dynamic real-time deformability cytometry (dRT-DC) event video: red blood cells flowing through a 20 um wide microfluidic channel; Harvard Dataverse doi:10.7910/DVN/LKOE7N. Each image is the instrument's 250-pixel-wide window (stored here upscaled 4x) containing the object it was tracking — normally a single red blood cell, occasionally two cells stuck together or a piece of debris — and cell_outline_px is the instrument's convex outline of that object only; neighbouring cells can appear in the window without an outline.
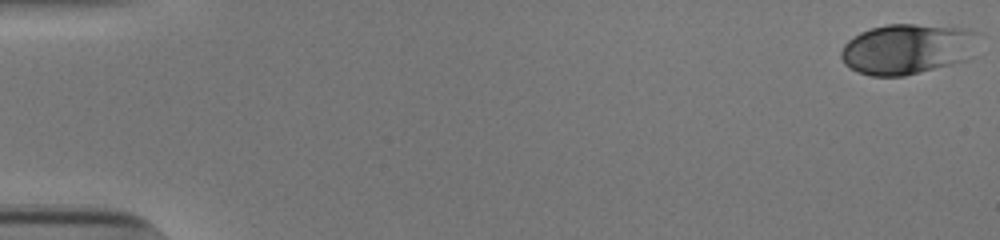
{"species": "human", "species_latin": "Homo sapiens", "temperature_condition": "cold", "stored_images_in_passage": 47, "camera_frame_rate_fps": 3000, "um_per_image_px": 0.085, "donor": {"sex": "male"}, "frame": {"image": 1, "passage_image": 1, "time_ms": 0.0, "image_size_px": [1000, 240], "cell_outline_px": [[980, 32], [968, 60], [904, 76], [872, 76], [856, 72], [844, 64], [840, 56], [840, 52], [844, 44], [848, 40], [860, 32], [872, 28], [888, 24], [916, 24], [968, 28]], "centroid_in_image_um": [77.11, 4.16], "position_along_channel_um": 7.9, "area_um2": 40.63}}
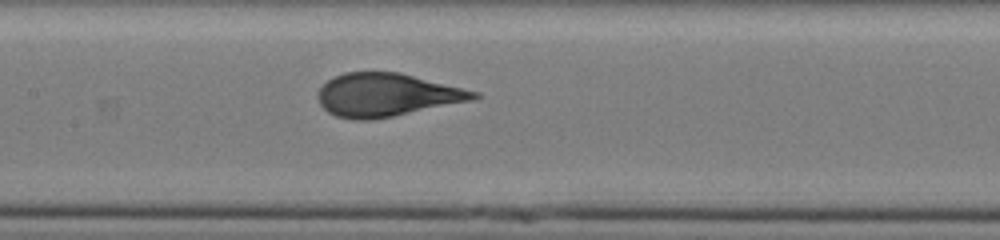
{"frame": {"image": 2, "passage_image": 27, "time_ms": 8.667, "image_size_px": [1000, 240], "cell_outline_px": [[480, 96], [472, 100], [392, 116], [368, 120], [356, 120], [336, 116], [328, 112], [320, 104], [320, 88], [332, 76], [344, 72], [400, 72], [480, 92]], "centroid_in_image_um": [32.87, 8.05], "position_along_channel_um": 174.5, "area_um2": 38.78}}
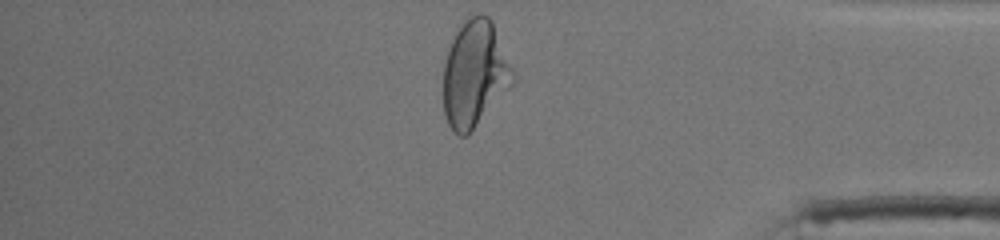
{"frame": {"image": 3, "passage_image": 46, "time_ms": 15.0, "image_size_px": [1000, 240], "cell_outline_px": [[516, 80], [472, 128], [464, 136], [460, 136], [448, 124], [444, 112], [444, 64], [448, 48], [456, 32], [464, 20], [480, 12], [488, 16], [492, 20]], "centroid_in_image_um": [40.33, 6.22], "position_along_channel_um": 394.9, "area_um2": 42.02}, "authors_computed_cell_mechanics": {"area_um2": 39.2462, "velocity_mm_per_s": 3.8566, "shape_relaxation_time_tau1_ms": 4.2198, "shape_relaxation_time_tau2_ms": null, "deformation_change_tau1": 0.1735, "deformation_change_tau2": null}}